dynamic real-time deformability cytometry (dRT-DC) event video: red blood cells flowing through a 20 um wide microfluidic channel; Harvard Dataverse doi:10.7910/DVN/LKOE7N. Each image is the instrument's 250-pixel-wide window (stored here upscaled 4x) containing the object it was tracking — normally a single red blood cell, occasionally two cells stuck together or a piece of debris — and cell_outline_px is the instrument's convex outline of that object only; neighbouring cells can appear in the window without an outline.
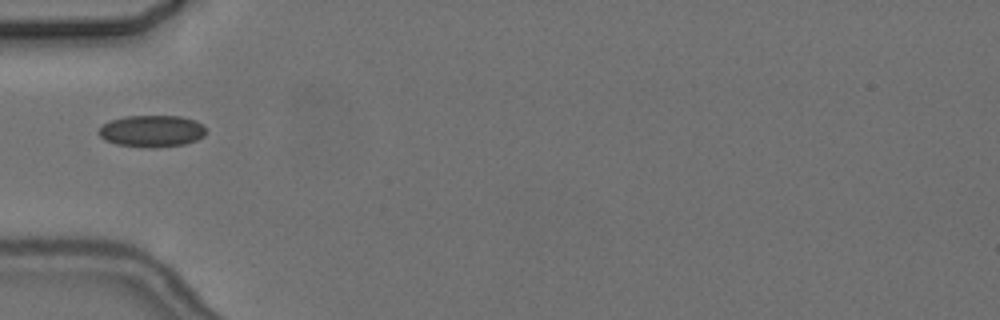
{"species": "common noctule bat (a hibernating species)", "species_latin": "Nyctalus noctula", "temperature_condition": "cold", "stored_images_in_passage": 9, "camera_frame_rate_fps": 3000, "um_per_image_px": 0.085, "animal": {"sex": "female", "body_mass_g": 24.6, "forearm_length_mm": 56.2}, "frame": {"image": 1, "passage_image": 4, "time_ms": 4.333, "image_size_px": [1000, 320], "cell_outline_px": [[208, 132], [204, 136], [196, 140], [184, 144], [156, 148], [148, 148], [116, 144], [104, 140], [100, 136], [100, 124], [124, 116], [180, 116], [196, 120], [204, 124]], "centroid_in_image_um": [12.94, 11.14], "position_along_channel_um": 72.1, "area_um2": 20.17}}
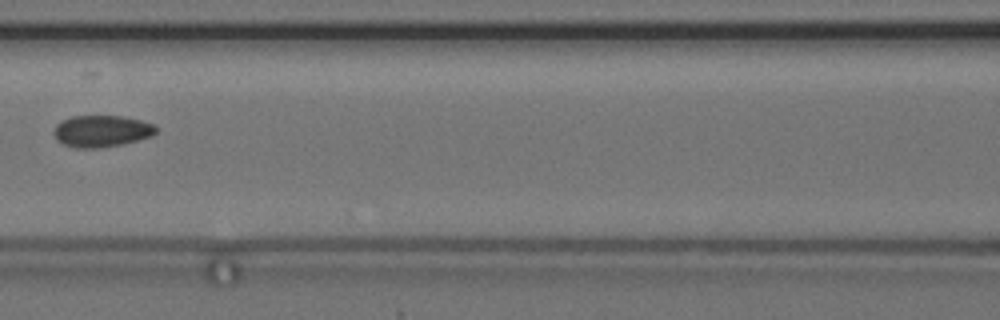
{"frame": {"image": 2, "passage_image": 6, "time_ms": 6.667, "image_size_px": [1000, 320], "cell_outline_px": [[156, 132], [152, 136], [124, 144], [100, 148], [76, 148], [64, 144], [56, 140], [52, 132], [56, 124], [72, 116], [120, 116], [140, 120], [152, 124], [156, 128]], "centroid_in_image_um": [8.61, 11.16], "position_along_channel_um": 158.0, "area_um2": 18.9}}